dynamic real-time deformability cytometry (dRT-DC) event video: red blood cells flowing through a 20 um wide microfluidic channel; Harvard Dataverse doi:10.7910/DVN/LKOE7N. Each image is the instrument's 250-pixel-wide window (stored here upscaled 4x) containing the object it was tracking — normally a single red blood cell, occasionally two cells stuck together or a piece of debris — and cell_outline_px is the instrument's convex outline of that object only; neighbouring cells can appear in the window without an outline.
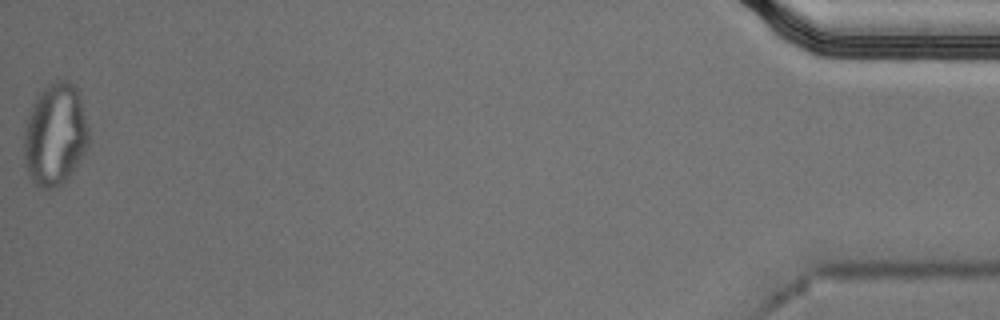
{"species": "Egyptian fruit bat (a non-hibernating species)", "species_latin": "Rousettus aegyptiacus", "temperature_condition": "cold", "stored_images_in_passage": 43, "segment_of_instrument_passage": [2, 2], "camera_frame_rate_fps": 3000, "um_per_image_px": 0.085, "animal": {"sex": "male"}, "frame": {"image": 1, "passage_image": 43, "time_ms": 14.0, "image_size_px": [1000, 320], "cell_outline_px": [[88, 144], [76, 164], [68, 176], [56, 188], [40, 188], [32, 184], [28, 176], [24, 164], [24, 128], [32, 104], [36, 96], [48, 84], [56, 80], [68, 80], [76, 84], [88, 128]], "centroid_in_image_um": [4.64, 11.43], "position_along_channel_um": 430.6, "area_um2": 38.55}}